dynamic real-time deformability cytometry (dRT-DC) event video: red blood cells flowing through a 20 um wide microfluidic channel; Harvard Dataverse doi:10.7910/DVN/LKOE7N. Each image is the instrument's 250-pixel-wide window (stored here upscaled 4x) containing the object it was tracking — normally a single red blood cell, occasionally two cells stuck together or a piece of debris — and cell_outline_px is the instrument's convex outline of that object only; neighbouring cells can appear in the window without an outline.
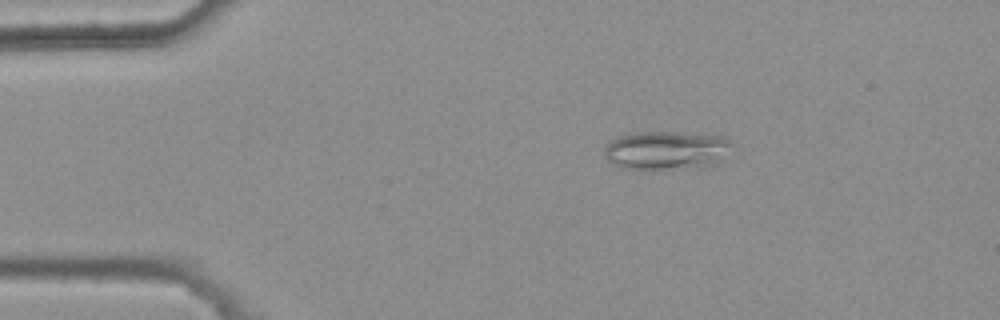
{"species": "common noctule bat (a hibernating species)", "species_latin": "Nyctalus noctula", "temperature_condition": "warm", "stored_images_in_passage": 2, "camera_frame_rate_fps": 3000, "um_per_image_px": 0.085, "animal": {"sex": "female", "body_mass_g": 25.1}, "frame": {"image": 1, "passage_image": 1, "time_ms": 0.0, "image_size_px": [1000, 320], "cell_outline_px": [[732, 144], [716, 164], [708, 168], [620, 168], [612, 164], [608, 160], [604, 152], [604, 148], [612, 140], [620, 136], [636, 132], [672, 132], [724, 136]], "centroid_in_image_um": [56.64, 12.78], "position_along_channel_um": 28.4, "area_um2": 28.44}}